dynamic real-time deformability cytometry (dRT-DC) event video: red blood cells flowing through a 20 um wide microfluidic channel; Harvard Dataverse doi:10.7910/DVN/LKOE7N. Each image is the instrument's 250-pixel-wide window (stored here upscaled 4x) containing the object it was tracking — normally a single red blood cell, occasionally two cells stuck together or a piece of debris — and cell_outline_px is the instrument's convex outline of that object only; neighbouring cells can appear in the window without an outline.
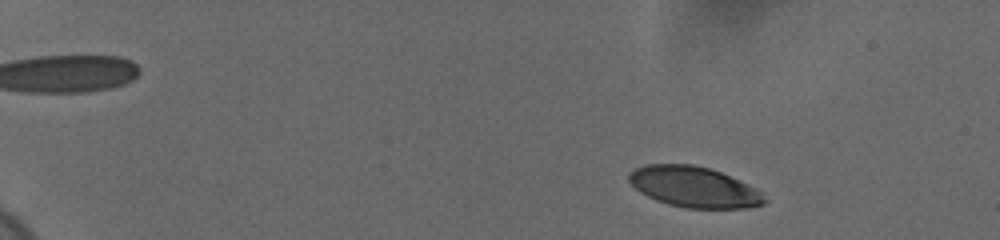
{"species": "human", "species_latin": "Homo sapiens", "temperature_condition": "cold", "stored_images_in_passage": 54, "camera_frame_rate_fps": 3000, "um_per_image_px": 0.085, "donor": {"sex": "female"}, "frame": {"image": 1, "passage_image": 5, "time_ms": 1.333, "image_size_px": [1000, 240], "cell_outline_px": [[768, 200], [764, 204], [748, 208], [684, 208], [668, 204], [656, 200], [640, 192], [628, 180], [628, 172], [644, 164], [692, 164], [712, 168], [748, 184], [764, 192]], "centroid_in_image_um": [59.02, 15.89], "position_along_channel_um": 26.0, "area_um2": 32.48}}
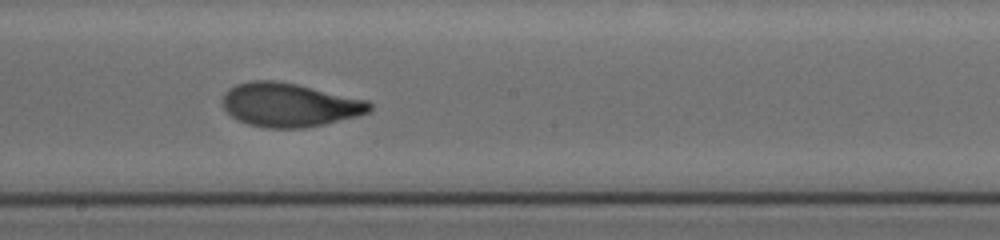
{"frame": {"image": 2, "passage_image": 32, "time_ms": 10.333, "image_size_px": [1000, 240], "cell_outline_px": [[372, 112], [324, 124], [304, 128], [268, 128], [248, 124], [232, 116], [224, 108], [224, 96], [228, 88], [236, 84], [252, 80], [276, 80], [296, 84], [368, 100], [372, 104]], "centroid_in_image_um": [24.63, 8.91], "position_along_channel_um": 223.6, "area_um2": 37.34}}
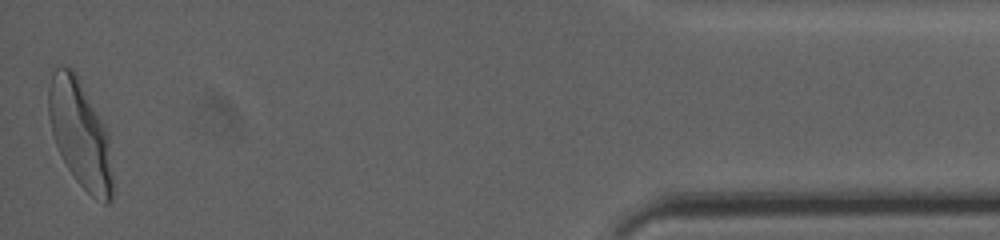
{"frame": {"image": 3, "passage_image": 54, "time_ms": 17.667, "image_size_px": [1000, 240], "cell_outline_px": [[112, 200], [108, 204], [104, 204], [96, 200], [76, 180], [68, 168], [56, 144], [52, 132], [48, 116], [48, 88], [52, 72], [56, 68], [72, 68], [76, 72], [104, 124], [108, 132], [112, 176]], "centroid_in_image_um": [6.81, 11.38], "position_along_channel_um": 428.4, "area_um2": 39.82}, "authors_computed_cell_mechanics": {"area_um2": 36.6163, "velocity_mm_per_s": 3.6762, "shape_relaxation_time_tau1_ms": 3.8203, "shape_relaxation_time_tau2_ms": 1.0881, "deformation_change_tau1": 0.1865, "deformation_change_tau2": 0.0628}}